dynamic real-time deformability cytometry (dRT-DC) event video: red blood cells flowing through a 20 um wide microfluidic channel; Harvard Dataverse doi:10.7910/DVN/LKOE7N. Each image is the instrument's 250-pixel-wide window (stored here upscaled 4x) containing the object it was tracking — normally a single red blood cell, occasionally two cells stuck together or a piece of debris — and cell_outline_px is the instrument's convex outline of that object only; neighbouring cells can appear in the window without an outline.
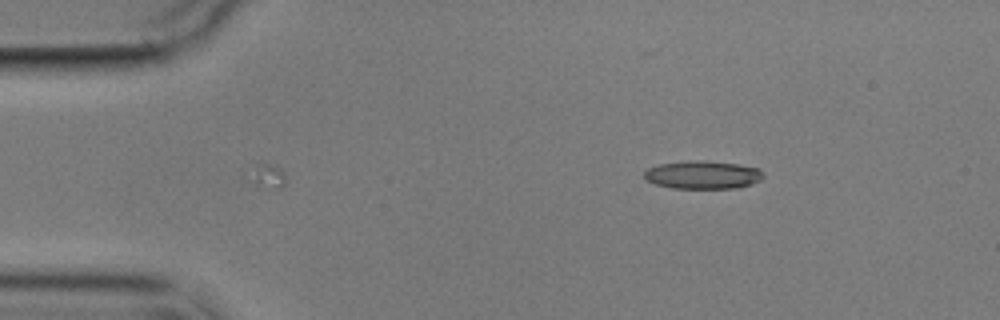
{"species": "common noctule bat (a hibernating species)", "species_latin": "Nyctalus noctula", "temperature_condition": "cold", "stored_images_in_passage": 4, "camera_frame_rate_fps": 3000, "um_per_image_px": 0.085, "animal": {"sex": "male", "body_mass_g": 17.9}, "frame": {"image": 1, "passage_image": 4, "time_ms": 3.667, "image_size_px": [1000, 320], "cell_outline_px": [[764, 176], [760, 180], [752, 184], [740, 188], [672, 188], [656, 184], [644, 180], [644, 172], [648, 168], [660, 164], [740, 164], [760, 168]], "centroid_in_image_um": [59.78, 14.93], "position_along_channel_um": 25.2, "area_um2": 18.38}}